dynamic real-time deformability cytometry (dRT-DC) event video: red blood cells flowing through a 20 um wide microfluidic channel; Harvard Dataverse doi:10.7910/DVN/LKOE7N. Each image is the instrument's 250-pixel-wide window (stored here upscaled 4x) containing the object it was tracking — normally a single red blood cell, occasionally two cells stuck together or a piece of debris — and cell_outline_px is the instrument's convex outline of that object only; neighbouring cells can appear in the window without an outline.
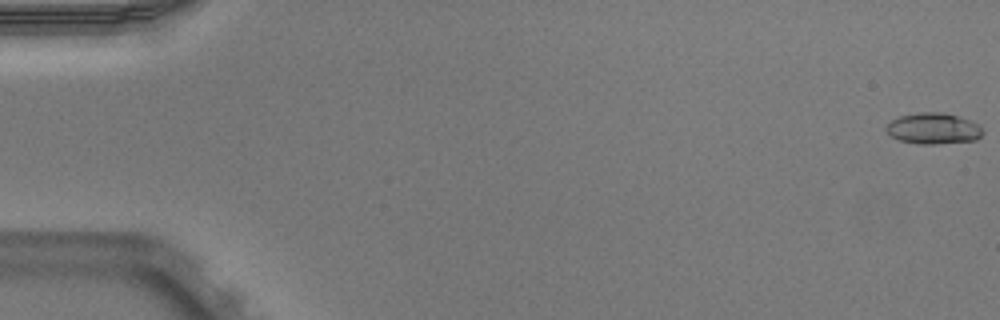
{"species": "Egyptian fruit bat (a non-hibernating species)", "species_latin": "Rousettus aegyptiacus", "temperature_condition": "warm", "stored_images_in_passage": 12, "camera_frame_rate_fps": 3000, "um_per_image_px": 0.085, "animal": {"sex": "male"}, "frame": {"image": 1, "passage_image": 1, "time_ms": 0.0, "image_size_px": [1000, 320], "cell_outline_px": [[984, 132], [976, 140], [936, 144], [920, 144], [900, 140], [892, 136], [884, 128], [892, 120], [900, 116], [920, 112], [944, 112], [980, 124]], "centroid_in_image_um": [79.36, 10.92], "position_along_channel_um": 5.6, "area_um2": 17.4}}